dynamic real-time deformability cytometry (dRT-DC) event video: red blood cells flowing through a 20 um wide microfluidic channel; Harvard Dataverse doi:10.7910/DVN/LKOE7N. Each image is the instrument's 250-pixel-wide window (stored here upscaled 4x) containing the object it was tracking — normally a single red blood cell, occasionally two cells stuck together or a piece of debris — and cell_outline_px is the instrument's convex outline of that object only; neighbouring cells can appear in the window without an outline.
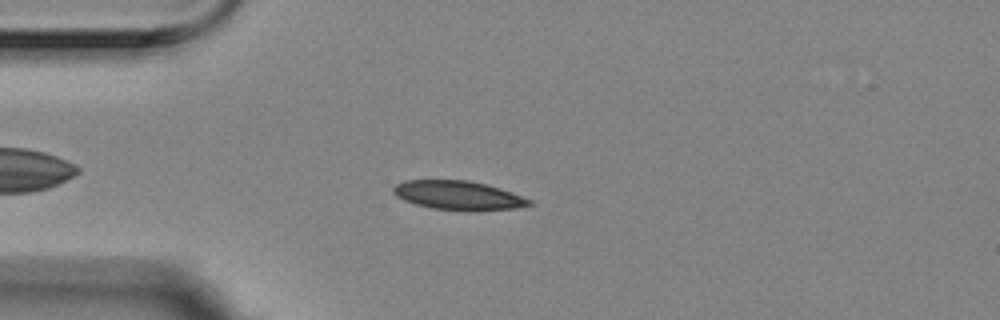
{"species": "Egyptian fruit bat (a non-hibernating species)", "species_latin": "Rousettus aegyptiacus", "temperature_condition": "room temperature", "stored_images_in_passage": 51, "camera_frame_rate_fps": 3000, "um_per_image_px": 0.085, "animal": {"sex": "female"}, "frame": {"image": 1, "passage_image": 9, "time_ms": 2.667, "image_size_px": [1000, 320], "cell_outline_px": [[532, 204], [516, 208], [476, 212], [468, 212], [432, 208], [416, 204], [404, 200], [396, 196], [392, 192], [392, 188], [396, 184], [404, 180], [468, 180], [500, 188], [532, 200]], "centroid_in_image_um": [38.95, 16.62], "position_along_channel_um": 46.1, "area_um2": 23.24}}
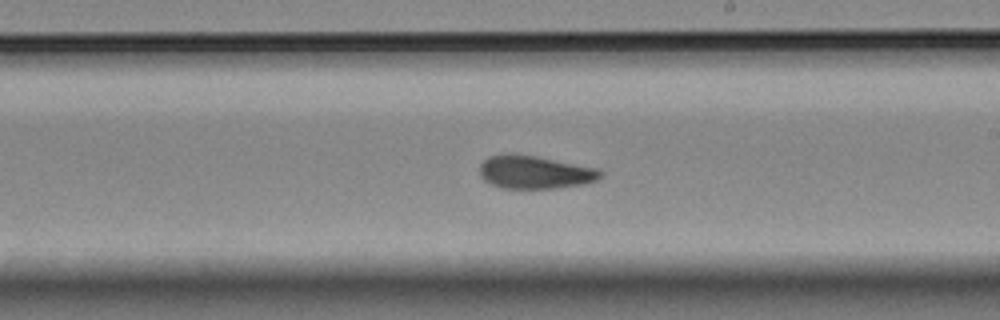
{"frame": {"image": 2, "passage_image": 27, "time_ms": 8.667, "image_size_px": [1000, 320], "cell_outline_px": [[604, 176], [596, 180], [584, 184], [556, 188], [504, 188], [492, 184], [484, 180], [480, 176], [480, 164], [488, 156], [504, 152], [512, 152], [536, 156], [600, 168], [604, 172]], "centroid_in_image_um": [45.48, 14.61], "position_along_channel_um": 243.5, "area_um2": 23.76}}
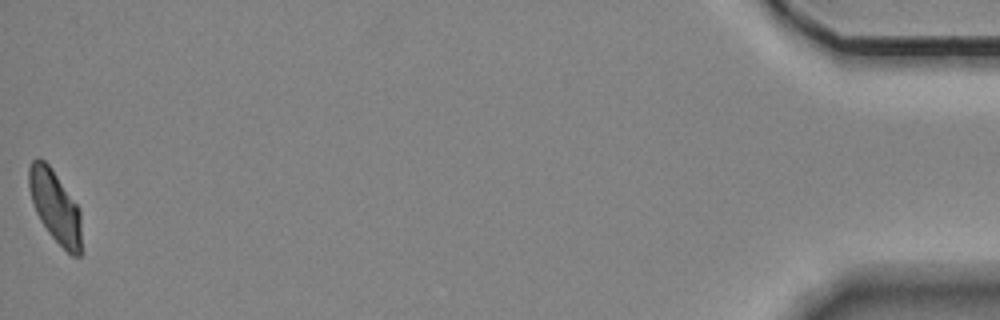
{"frame": {"image": 3, "passage_image": 51, "time_ms": 16.667, "image_size_px": [1000, 320], "cell_outline_px": [[84, 252], [80, 256], [72, 256], [48, 232], [40, 220], [36, 212], [32, 200], [28, 184], [28, 168], [32, 160], [36, 156], [40, 156], [48, 164], [80, 208]], "centroid_in_image_um": [4.73, 17.58], "position_along_channel_um": 430.5, "area_um2": 22.54}, "authors_computed_cell_mechanics": {"area_um2": 23.2356, "velocity_mm_per_s": 3.5284, "shape_relaxation_time_tau1_ms": 4.6634, "shape_relaxation_time_tau2_ms": 1.9329, "deformation_change_tau1": 0.1415, "deformation_change_tau2": 0.0657}}